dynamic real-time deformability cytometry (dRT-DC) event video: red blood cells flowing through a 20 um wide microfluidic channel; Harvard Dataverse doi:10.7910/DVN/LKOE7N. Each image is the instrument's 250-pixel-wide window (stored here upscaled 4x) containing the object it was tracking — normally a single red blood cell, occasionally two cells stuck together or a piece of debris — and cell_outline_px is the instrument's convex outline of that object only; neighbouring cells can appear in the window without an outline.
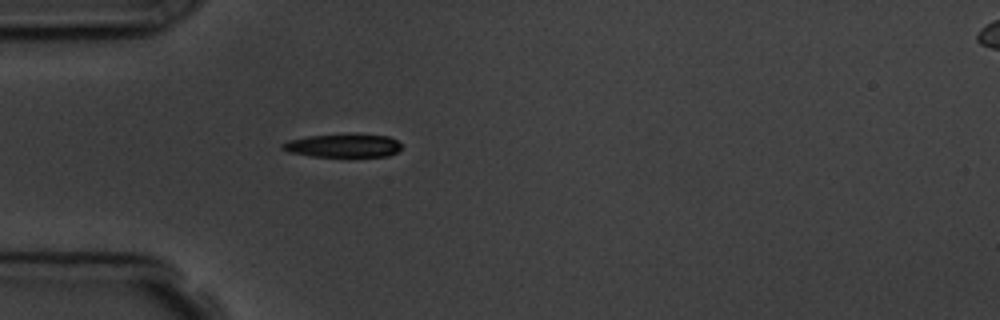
{"species": "common noctule bat (a hibernating species)", "species_latin": "Nyctalus noctula", "temperature_condition": "room temperature", "stored_images_in_passage": 1, "camera_frame_rate_fps": 3000, "um_per_image_px": 0.085, "animal": {"sex": "male", "body_mass_g": 19.5, "forearm_length_mm": 54.6}, "frame": {"image": 1, "passage_image": 1, "time_ms": 0.0, "image_size_px": [1000, 320], "cell_outline_px": [[400, 148], [396, 152], [388, 156], [312, 156], [288, 152], [280, 148], [280, 144], [288, 140], [308, 136], [352, 132], [356, 132], [388, 136], [396, 140], [400, 144]], "centroid_in_image_um": [29.14, 12.34], "position_along_channel_um": 55.9, "area_um2": 16.65}}